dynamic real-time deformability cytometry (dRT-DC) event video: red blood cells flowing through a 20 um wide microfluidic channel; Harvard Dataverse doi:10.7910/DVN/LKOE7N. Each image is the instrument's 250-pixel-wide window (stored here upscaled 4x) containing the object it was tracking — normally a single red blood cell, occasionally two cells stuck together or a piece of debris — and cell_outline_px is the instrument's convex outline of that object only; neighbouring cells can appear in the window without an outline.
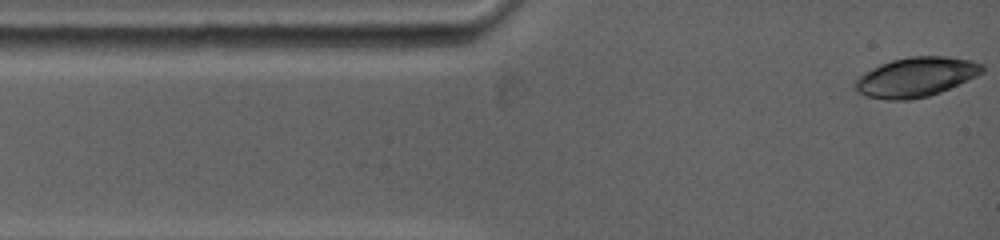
{"species": "common noctule bat (a hibernating species)", "species_latin": "Nyctalus noctula", "temperature_condition": "warm", "stored_images_in_passage": 6, "camera_frame_rate_fps": 5000, "um_per_image_px": 0.085, "animal": {"sex": "female", "body_mass_g": 19.0, "forearm_length_mm": 53.3}, "frame": {"image": 1, "passage_image": 1, "time_ms": 0.0, "image_size_px": [1000, 240], "cell_outline_px": [[984, 72], [968, 80], [940, 92], [928, 96], [908, 100], [888, 100], [868, 96], [856, 92], [852, 84], [864, 72], [880, 64], [892, 60], [908, 56], [944, 56], [972, 60], [984, 64]], "centroid_in_image_um": [77.85, 6.54], "position_along_channel_um": 7.2, "area_um2": 29.42}}